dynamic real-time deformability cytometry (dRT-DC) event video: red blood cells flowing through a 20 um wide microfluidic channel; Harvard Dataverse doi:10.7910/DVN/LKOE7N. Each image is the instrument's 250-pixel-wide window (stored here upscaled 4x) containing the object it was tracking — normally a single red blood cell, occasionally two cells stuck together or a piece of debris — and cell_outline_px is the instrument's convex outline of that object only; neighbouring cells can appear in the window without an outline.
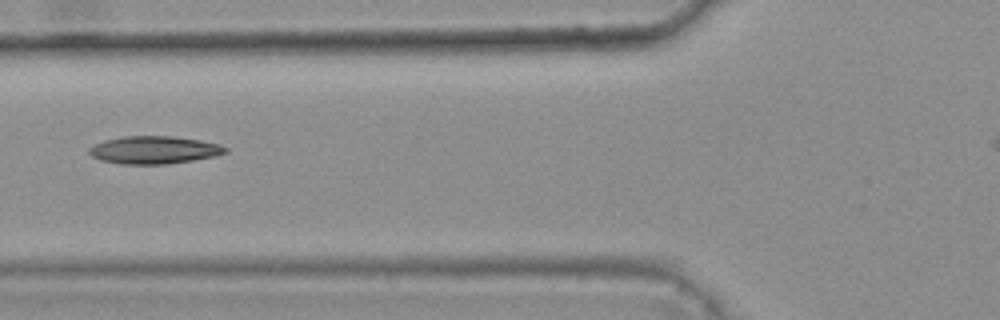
{"species": "common noctule bat (a hibernating species)", "species_latin": "Nyctalus noctula", "temperature_condition": "warm", "stored_images_in_passage": 3, "camera_frame_rate_fps": 3000, "um_per_image_px": 0.085, "animal": {"sex": "female", "body_mass_g": 25.1}, "frame": {"image": 1, "passage_image": 3, "time_ms": 0.667, "image_size_px": [1000, 320], "cell_outline_px": [[228, 152], [212, 156], [192, 160], [164, 164], [120, 164], [100, 160], [92, 156], [88, 152], [88, 148], [104, 140], [124, 136], [172, 136], [200, 140], [220, 144], [228, 148]], "centroid_in_image_um": [13.08, 12.74], "position_along_channel_um": 112.7, "area_um2": 21.91}}